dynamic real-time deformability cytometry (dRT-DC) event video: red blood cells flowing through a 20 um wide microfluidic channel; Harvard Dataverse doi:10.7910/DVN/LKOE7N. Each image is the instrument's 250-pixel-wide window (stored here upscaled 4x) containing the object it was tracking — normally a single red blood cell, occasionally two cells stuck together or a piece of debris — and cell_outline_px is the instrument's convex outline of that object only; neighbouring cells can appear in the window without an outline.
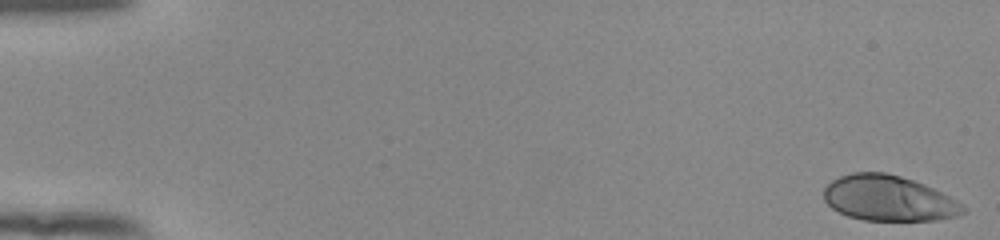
{"species": "human", "species_latin": "Homo sapiens", "temperature_condition": "room temperature", "stored_images_in_passage": 53, "camera_frame_rate_fps": 3000, "um_per_image_px": 0.085, "donor": {"sex": "female"}, "frame": {"image": 1, "passage_image": 1, "time_ms": 0.0, "image_size_px": [1000, 240], "cell_outline_px": [[968, 208], [964, 212], [956, 216], [936, 220], [864, 220], [848, 216], [832, 208], [824, 200], [824, 188], [832, 180], [840, 176], [852, 172], [884, 172], [900, 176], [924, 184], [956, 200]], "centroid_in_image_um": [75.52, 16.85], "position_along_channel_um": 9.5, "area_um2": 36.7}}
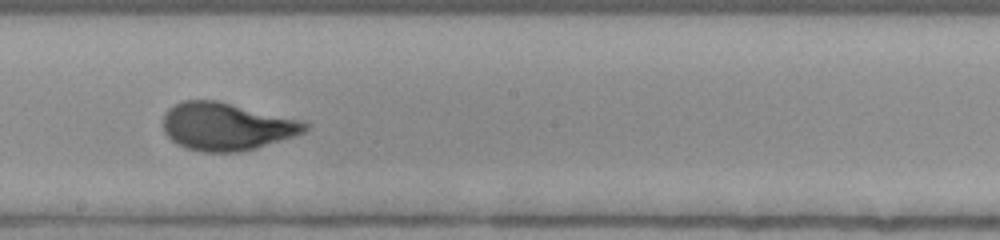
{"frame": {"image": 2, "passage_image": 31, "time_ms": 10.0, "image_size_px": [1000, 240], "cell_outline_px": [[312, 124], [304, 132], [256, 148], [236, 152], [204, 152], [188, 148], [176, 144], [164, 132], [164, 116], [168, 108], [184, 100], [216, 100], [304, 120]], "centroid_in_image_um": [19.28, 10.74], "position_along_channel_um": 228.9, "area_um2": 39.36}}
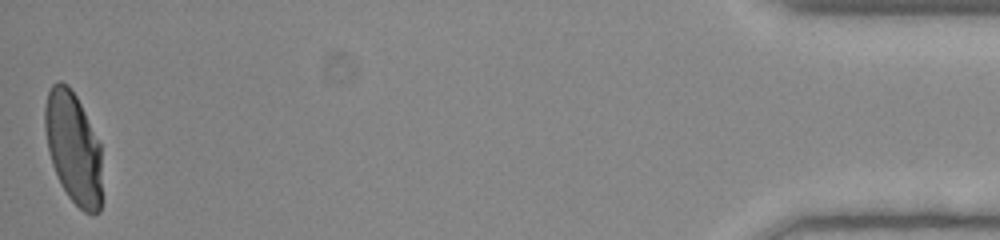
{"frame": {"image": 3, "passage_image": 53, "time_ms": 17.333, "image_size_px": [1000, 240], "cell_outline_px": [[100, 212], [84, 212], [68, 196], [60, 184], [52, 164], [48, 148], [44, 128], [44, 108], [48, 92], [52, 84], [56, 80], [60, 80], [68, 84], [76, 96], [100, 144]], "centroid_in_image_um": [6.19, 12.51], "position_along_channel_um": 429.0, "area_um2": 36.76}, "authors_computed_cell_mechanics": {"area_um2": 37.8012, "velocity_mm_per_s": 3.9013, "shape_relaxation_time_tau1_ms": 3.7271, "shape_relaxation_time_tau2_ms": null, "deformation_change_tau1": 0.2016, "deformation_change_tau2": null}}